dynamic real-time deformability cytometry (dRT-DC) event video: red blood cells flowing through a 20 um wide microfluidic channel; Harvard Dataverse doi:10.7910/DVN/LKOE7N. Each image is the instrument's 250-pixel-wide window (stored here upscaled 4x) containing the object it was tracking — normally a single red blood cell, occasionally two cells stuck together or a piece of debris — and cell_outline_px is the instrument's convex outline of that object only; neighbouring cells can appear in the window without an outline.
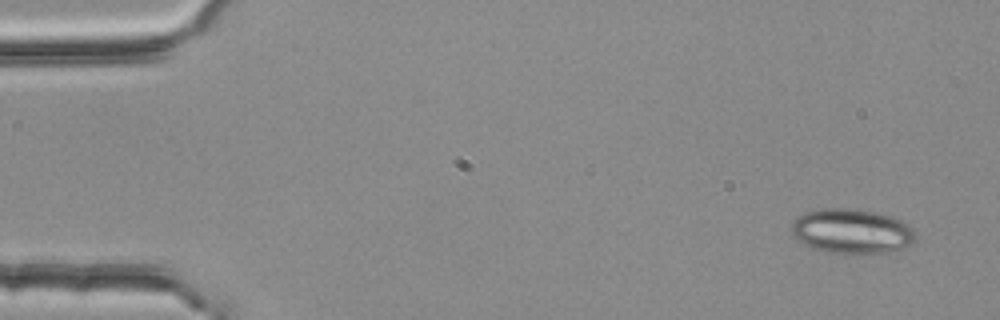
{"species": "common noctule bat (a hibernating species)", "species_latin": "Nyctalus noctula", "temperature_condition": "room temperature", "stored_images_in_passage": 4, "camera_frame_rate_fps": 3000, "um_per_image_px": 0.085, "animal": {"sex": "female", "body_mass_g": 25.1}, "frame": {"image": 1, "passage_image": 1, "time_ms": 0.0, "image_size_px": [1000, 320], "cell_outline_px": [[912, 240], [908, 244], [900, 248], [884, 252], [828, 252], [816, 248], [792, 236], [792, 224], [804, 212], [820, 208], [844, 208], [876, 212], [892, 216], [908, 224], [912, 228]], "centroid_in_image_um": [72.36, 19.61], "position_along_channel_um": 12.6, "area_um2": 31.21}}